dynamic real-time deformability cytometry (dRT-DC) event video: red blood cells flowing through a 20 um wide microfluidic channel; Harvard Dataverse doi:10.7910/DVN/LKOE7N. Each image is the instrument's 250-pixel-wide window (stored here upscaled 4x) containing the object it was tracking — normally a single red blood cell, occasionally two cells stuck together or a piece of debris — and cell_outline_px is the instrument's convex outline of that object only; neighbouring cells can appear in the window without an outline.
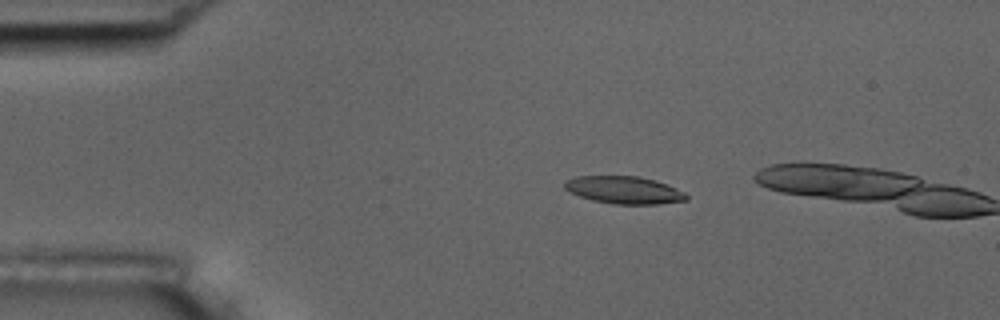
{"species": "common noctule bat (a hibernating species)", "species_latin": "Nyctalus noctula", "temperature_condition": "room temperature", "stored_images_in_passage": 4, "camera_frame_rate_fps": 3000, "um_per_image_px": 0.085, "animal": {"sex": "male", "body_mass_g": 17.5, "forearm_length_mm": 52.3}, "frame": {"image": 1, "passage_image": 3, "time_ms": 2.333, "image_size_px": [1000, 320], "cell_outline_px": [[688, 200], [660, 204], [612, 204], [592, 200], [580, 196], [564, 188], [564, 180], [576, 176], [640, 176], [676, 188], [684, 192], [688, 196]], "centroid_in_image_um": [53.03, 16.15], "position_along_channel_um": 32.0, "area_um2": 19.42}}